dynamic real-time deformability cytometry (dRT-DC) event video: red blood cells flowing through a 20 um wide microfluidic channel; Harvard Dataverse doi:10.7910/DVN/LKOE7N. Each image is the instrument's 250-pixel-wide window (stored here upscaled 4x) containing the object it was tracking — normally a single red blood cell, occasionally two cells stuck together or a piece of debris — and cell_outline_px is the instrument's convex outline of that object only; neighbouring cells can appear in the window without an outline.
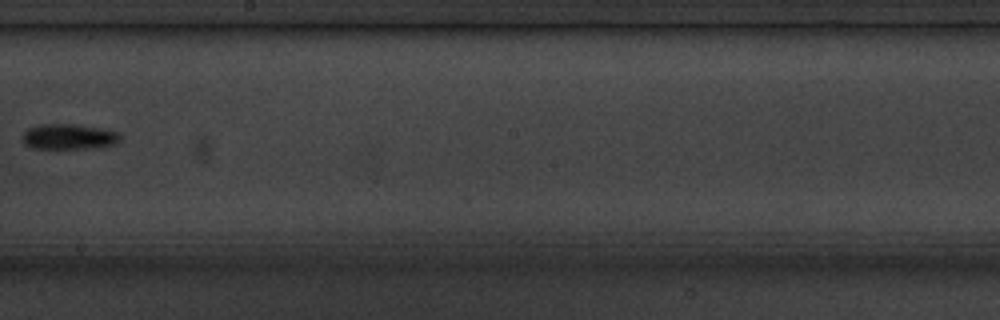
{"species": "common noctule bat (a hibernating species)", "species_latin": "Nyctalus noctula", "temperature_condition": "cold", "stored_images_in_passage": 14, "camera_frame_rate_fps": 3000, "um_per_image_px": 0.085, "animal": {"sex": "male", "body_mass_g": 20.1, "forearm_length_mm": 53.5}, "frame": {"image": 1, "passage_image": 8, "time_ms": 9.0, "image_size_px": [1000, 320], "cell_outline_px": [[120, 140], [116, 144], [92, 148], [32, 148], [24, 144], [20, 140], [20, 136], [28, 128], [40, 124], [76, 124], [120, 132]], "centroid_in_image_um": [5.81, 11.61], "position_along_channel_um": 242.4, "area_um2": 14.62}}
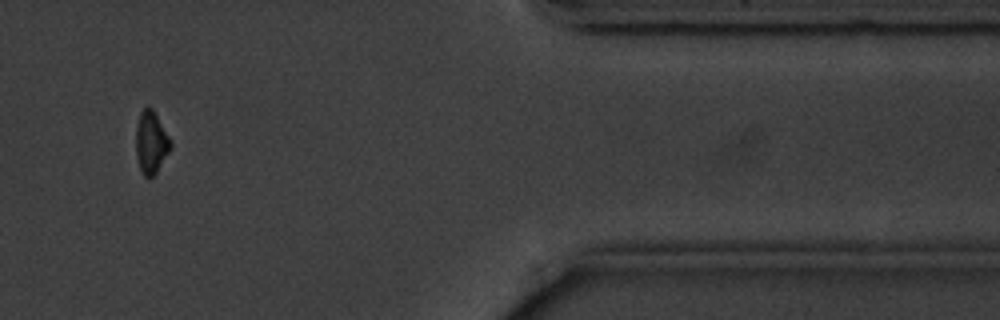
{"frame": {"image": 2, "passage_image": 12, "time_ms": 14.333, "image_size_px": [1000, 320], "cell_outline_px": [[172, 148], [156, 172], [152, 176], [144, 176], [140, 168], [136, 156], [136, 124], [140, 112], [148, 104], [152, 108], [172, 140]], "centroid_in_image_um": [12.85, 12.06], "position_along_channel_um": 398.5, "area_um2": 12.72}, "authors_computed_cell_mechanics": {"area_um2": 13.872, "velocity_mm_per_s": 3.612, "shape_relaxation_time_tau1_ms": 2.6388, "shape_relaxation_time_tau2_ms": null, "deformation_change_tau1": 0.0937, "deformation_change_tau2": null}}